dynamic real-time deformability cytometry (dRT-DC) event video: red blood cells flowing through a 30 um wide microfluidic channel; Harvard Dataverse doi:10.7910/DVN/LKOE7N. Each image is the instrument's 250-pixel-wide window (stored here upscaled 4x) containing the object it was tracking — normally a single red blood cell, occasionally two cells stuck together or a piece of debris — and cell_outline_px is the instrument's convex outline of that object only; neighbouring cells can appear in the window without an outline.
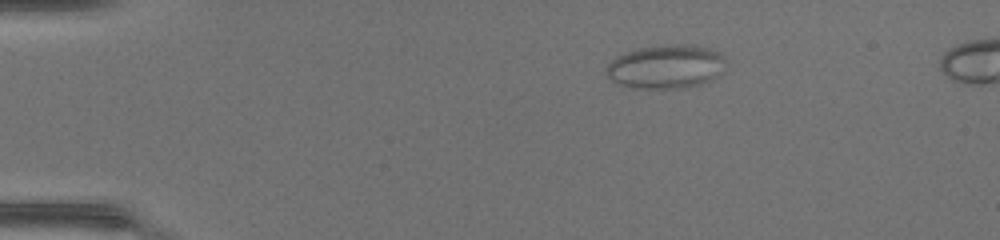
{"species": "common noctule bat (a hibernating species)", "species_latin": "Nyctalus noctula", "temperature_condition": "warm", "stored_images_in_passage": 41, "segment_of_instrument_passage": [1, 2], "camera_frame_rate_fps": 3000, "um_per_image_px": 0.085, "animal": {"sex": "female", "body_mass_g": 17.0, "forearm_length_mm": 48.0}, "frame": {"image": 1, "passage_image": 1, "time_ms": 0.0, "image_size_px": [1000, 240], "cell_outline_px": [[724, 60], [720, 76], [700, 84], [684, 88], [628, 88], [616, 84], [604, 76], [604, 68], [616, 56], [640, 48], [660, 44], [688, 44], [708, 48], [720, 52], [724, 56]], "centroid_in_image_um": [56.55, 5.67], "position_along_channel_um": 28.5, "area_um2": 30.98}}
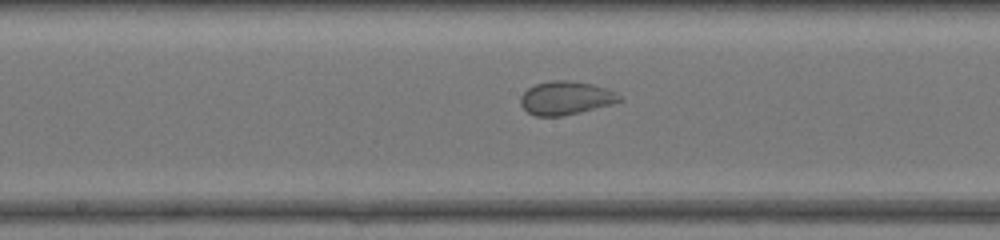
{"frame": {"image": 2, "passage_image": 18, "time_ms": 5.667, "image_size_px": [1000, 240], "cell_outline_px": [[624, 100], [612, 104], [580, 112], [560, 116], [536, 116], [528, 112], [520, 104], [520, 96], [528, 88], [536, 84], [552, 80], [568, 80], [592, 84], [616, 92]], "centroid_in_image_um": [48.09, 8.33], "position_along_channel_um": 200.1, "area_um2": 19.19}}
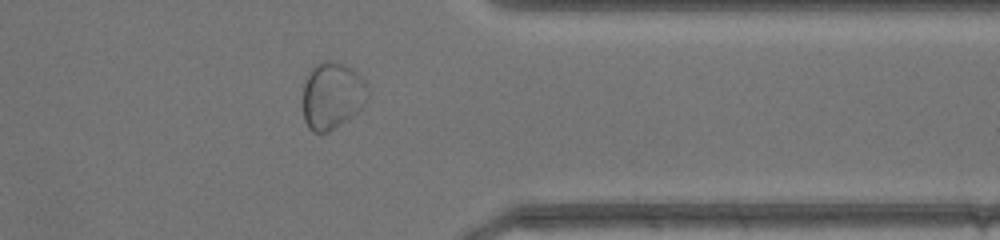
{"frame": {"image": 3, "passage_image": 31, "time_ms": 10.0, "image_size_px": [1000, 240], "cell_outline_px": [[368, 96], [364, 104], [356, 112], [328, 132], [312, 132], [308, 128], [304, 120], [304, 84], [308, 72], [316, 64], [324, 60], [332, 60], [344, 64], [352, 68], [368, 84]], "centroid_in_image_um": [28.23, 8.09], "position_along_channel_um": 383.2, "area_um2": 25.2}}